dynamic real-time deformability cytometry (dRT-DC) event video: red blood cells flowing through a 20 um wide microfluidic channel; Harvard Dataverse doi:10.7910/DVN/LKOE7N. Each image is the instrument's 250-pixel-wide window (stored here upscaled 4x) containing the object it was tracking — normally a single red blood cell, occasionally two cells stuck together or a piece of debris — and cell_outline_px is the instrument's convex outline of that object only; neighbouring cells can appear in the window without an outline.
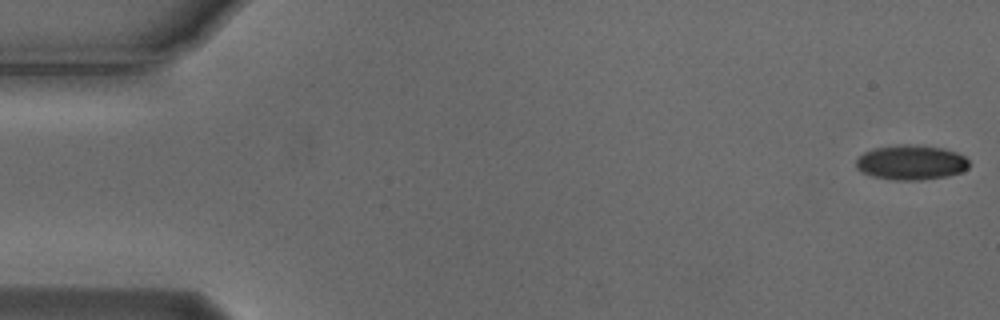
{"species": "Egyptian fruit bat (a non-hibernating species)", "species_latin": "Rousettus aegyptiacus", "temperature_condition": "cold", "stored_images_in_passage": 55, "camera_frame_rate_fps": 3000, "um_per_image_px": 0.085, "animal": {"sex": "male"}, "frame": {"image": 1, "passage_image": 1, "time_ms": 0.0, "image_size_px": [1000, 320], "cell_outline_px": [[968, 168], [960, 172], [948, 176], [920, 180], [896, 180], [872, 176], [860, 172], [856, 168], [856, 156], [872, 148], [900, 144], [904, 144], [944, 148], [956, 152], [964, 156], [968, 160]], "centroid_in_image_um": [77.39, 13.8], "position_along_channel_um": 7.6, "area_um2": 23.06}}
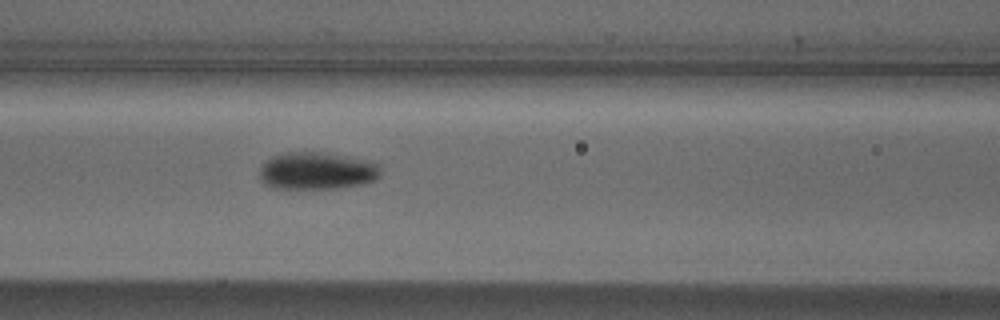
{"frame": {"image": 2, "passage_image": 23, "time_ms": 7.333, "image_size_px": [1000, 320], "cell_outline_px": [[380, 176], [364, 184], [336, 188], [276, 188], [264, 184], [260, 180], [260, 168], [272, 156], [284, 152], [324, 152], [352, 156], [376, 164], [380, 168]], "centroid_in_image_um": [26.92, 14.51], "position_along_channel_um": 139.7, "area_um2": 26.3}}
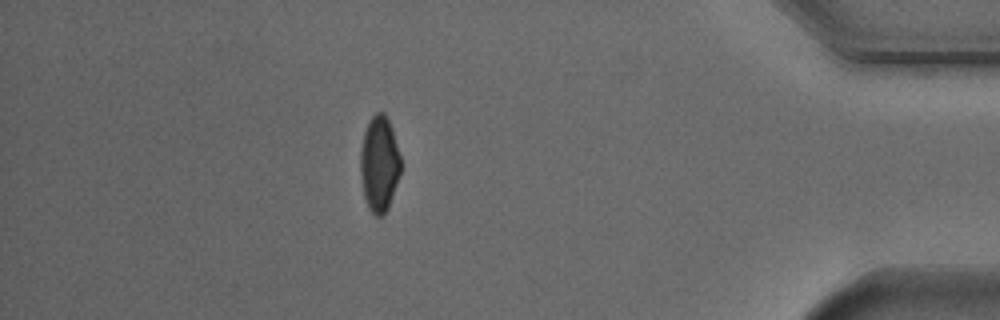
{"frame": {"image": 3, "passage_image": 48, "time_ms": 15.667, "image_size_px": [1000, 320], "cell_outline_px": [[404, 164], [388, 208], [380, 216], [376, 216], [368, 208], [364, 196], [360, 172], [360, 152], [364, 132], [368, 120], [376, 112], [384, 112], [392, 128]], "centroid_in_image_um": [32.27, 13.9], "position_along_channel_um": 402.9, "area_um2": 22.89}, "authors_computed_cell_mechanics": {"area_um2": 23.698, "velocity_mm_per_s": 3.7299, "shape_relaxation_time_tau1_ms": 2.7826, "shape_relaxation_time_tau2_ms": null, "deformation_change_tau1": 0.1011, "deformation_change_tau2": null}}